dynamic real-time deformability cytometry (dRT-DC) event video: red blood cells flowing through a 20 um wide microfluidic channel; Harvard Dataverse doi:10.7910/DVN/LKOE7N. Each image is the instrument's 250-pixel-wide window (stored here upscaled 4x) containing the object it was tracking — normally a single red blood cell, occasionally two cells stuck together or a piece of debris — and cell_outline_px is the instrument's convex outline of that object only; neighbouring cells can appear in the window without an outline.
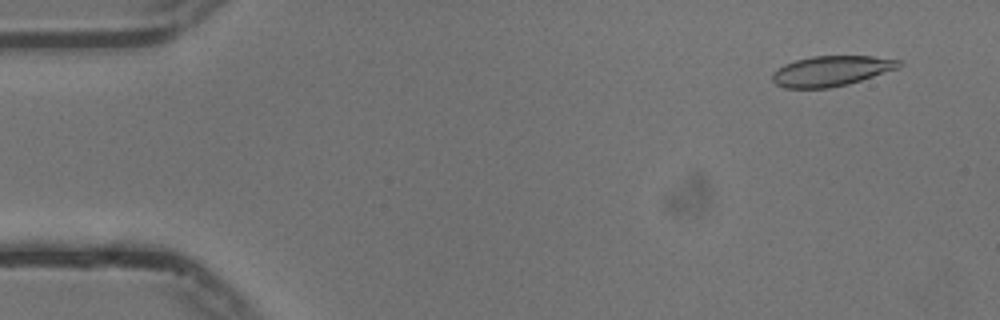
{"species": "common noctule bat (a hibernating species)", "species_latin": "Nyctalus noctula", "temperature_condition": "cold", "stored_images_in_passage": 55, "camera_frame_rate_fps": 3000, "um_per_image_px": 0.085, "animal": {"sex": "male", "body_mass_g": 13.3}, "frame": {"image": 1, "passage_image": 4, "time_ms": 1.0, "image_size_px": [1000, 320], "cell_outline_px": [[904, 64], [900, 68], [848, 84], [828, 88], [784, 88], [776, 84], [772, 80], [772, 72], [784, 64], [796, 60], [812, 56], [872, 56], [904, 60]], "centroid_in_image_um": [70.7, 6.02], "position_along_channel_um": 14.3, "area_um2": 22.54}}
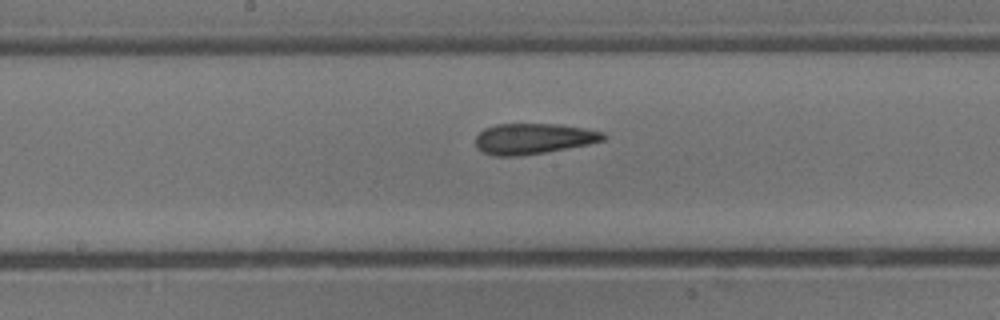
{"frame": {"image": 2, "passage_image": 28, "time_ms": 9.0, "image_size_px": [1000, 320], "cell_outline_px": [[608, 136], [604, 140], [588, 144], [544, 152], [516, 156], [496, 156], [484, 152], [476, 148], [476, 136], [484, 128], [496, 124], [556, 124], [584, 128], [604, 132]], "centroid_in_image_um": [45.33, 11.78], "position_along_channel_um": 202.9, "area_um2": 22.72}}
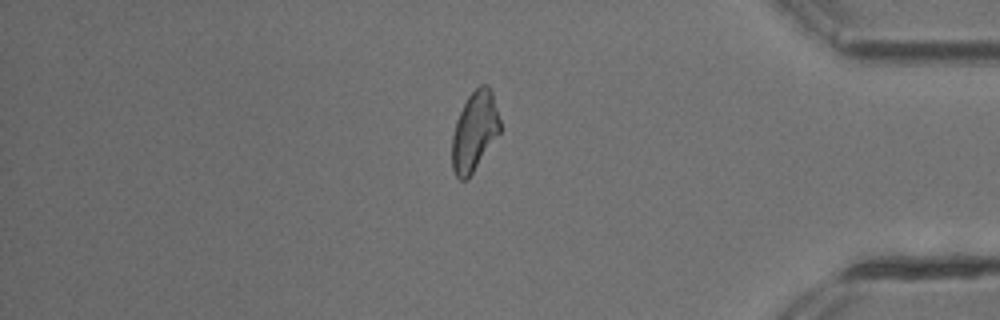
{"frame": {"image": 3, "passage_image": 46, "time_ms": 15.0, "image_size_px": [1000, 320], "cell_outline_px": [[500, 132], [472, 172], [464, 180], [460, 180], [456, 176], [452, 168], [452, 136], [456, 120], [468, 96], [480, 84], [488, 84], [492, 92], [500, 120]], "centroid_in_image_um": [40.33, 11.13], "position_along_channel_um": 394.9, "area_um2": 21.85}, "authors_computed_cell_mechanics": {"area_um2": 22.7154, "velocity_mm_per_s": 3.7372, "shape_relaxation_time_tau1_ms": 9.8672, "shape_relaxation_time_tau2_ms": 3.2718, "deformation_change_tau1": 0.1946, "deformation_change_tau2": 0.115}}